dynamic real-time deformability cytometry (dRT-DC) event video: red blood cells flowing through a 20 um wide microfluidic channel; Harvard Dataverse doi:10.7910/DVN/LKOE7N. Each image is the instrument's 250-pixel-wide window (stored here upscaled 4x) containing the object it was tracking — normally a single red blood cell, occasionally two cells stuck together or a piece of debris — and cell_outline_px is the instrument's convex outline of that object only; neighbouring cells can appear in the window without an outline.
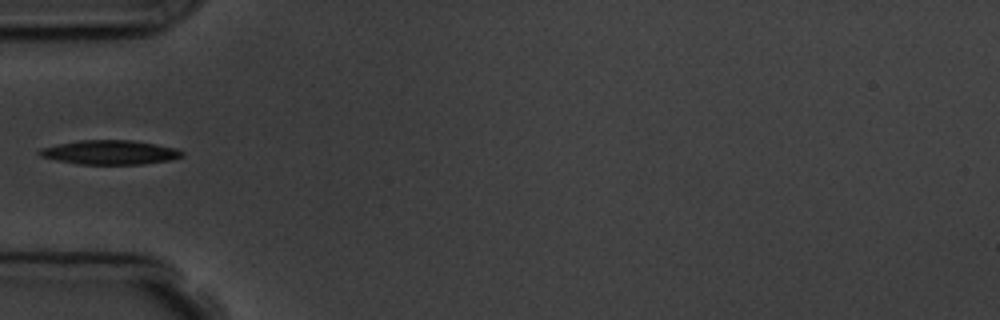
{"species": "common noctule bat (a hibernating species)", "species_latin": "Nyctalus noctula", "temperature_condition": "room temperature", "stored_images_in_passage": 6, "camera_frame_rate_fps": 3000, "um_per_image_px": 0.085, "animal": {"sex": "male", "body_mass_g": 19.5, "forearm_length_mm": 54.6}, "frame": {"image": 1, "passage_image": 6, "time_ms": 5.667, "image_size_px": [1000, 320], "cell_outline_px": [[184, 156], [172, 160], [144, 164], [76, 164], [56, 160], [40, 156], [36, 152], [40, 148], [80, 140], [132, 140], [156, 144], [176, 148], [184, 152]], "centroid_in_image_um": [9.37, 12.95], "position_along_channel_um": 75.6, "area_um2": 20.23}}